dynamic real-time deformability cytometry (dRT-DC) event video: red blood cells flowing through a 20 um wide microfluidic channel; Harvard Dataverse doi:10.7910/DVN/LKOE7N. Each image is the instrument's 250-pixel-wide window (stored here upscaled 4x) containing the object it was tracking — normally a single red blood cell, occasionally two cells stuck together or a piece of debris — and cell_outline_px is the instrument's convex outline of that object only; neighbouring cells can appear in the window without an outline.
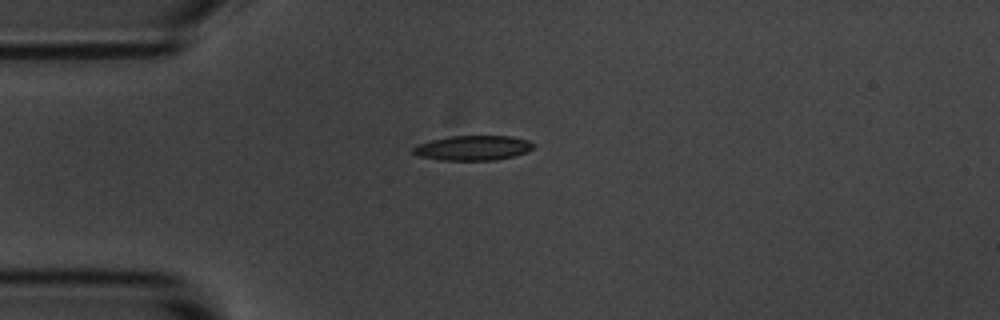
{"species": "common noctule bat (a hibernating species)", "species_latin": "Nyctalus noctula", "temperature_condition": "room temperature", "stored_images_in_passage": 3, "camera_frame_rate_fps": 3000, "um_per_image_px": 0.085, "animal": {"sex": "male", "body_mass_g": 20.1, "forearm_length_mm": 53.5}, "frame": {"image": 1, "passage_image": 1, "time_ms": 0.0, "image_size_px": [1000, 320], "cell_outline_px": [[536, 144], [532, 148], [524, 152], [512, 156], [492, 160], [440, 160], [420, 156], [412, 152], [412, 148], [420, 144], [432, 140], [448, 136], [512, 136], [528, 140]], "centroid_in_image_um": [40.2, 12.56], "position_along_channel_um": 44.8, "area_um2": 17.17}}
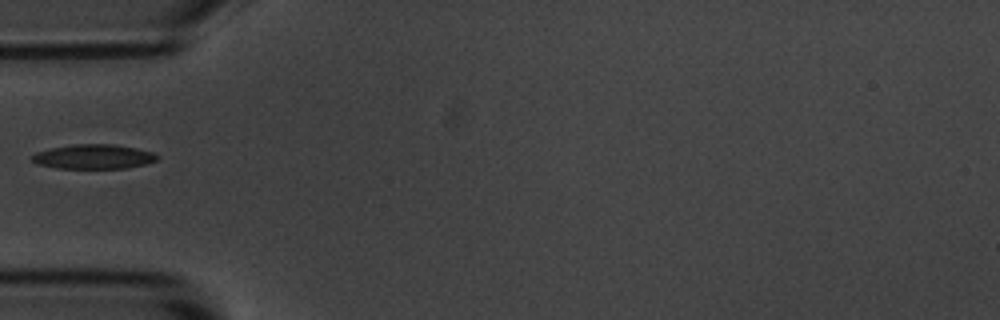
{"frame": {"image": 2, "passage_image": 2, "time_ms": 1.333, "image_size_px": [1000, 320], "cell_outline_px": [[160, 156], [156, 160], [144, 164], [128, 168], [56, 168], [36, 164], [32, 160], [32, 156], [36, 152], [52, 148], [72, 144], [112, 144], [136, 148], [152, 152]], "centroid_in_image_um": [7.95, 13.31], "position_along_channel_um": 77.1, "area_um2": 17.8}}